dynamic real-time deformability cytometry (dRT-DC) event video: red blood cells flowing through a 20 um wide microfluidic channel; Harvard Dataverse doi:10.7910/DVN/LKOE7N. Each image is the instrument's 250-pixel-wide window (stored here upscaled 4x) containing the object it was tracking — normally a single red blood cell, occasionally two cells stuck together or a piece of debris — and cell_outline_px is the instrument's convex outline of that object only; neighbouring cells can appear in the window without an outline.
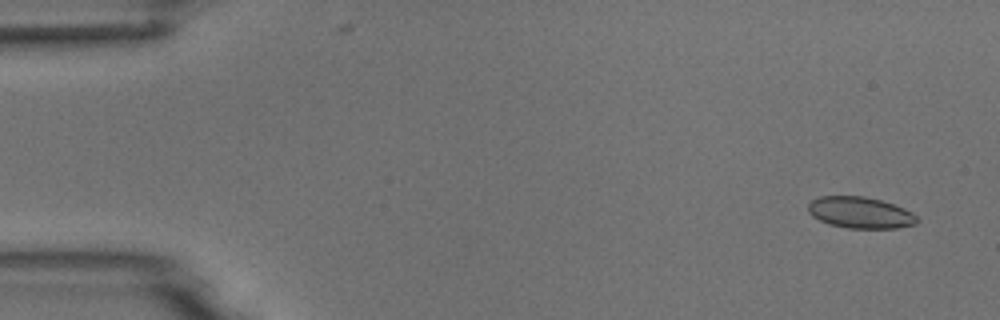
{"species": "common noctule bat (a hibernating species)", "species_latin": "Nyctalus noctula", "temperature_condition": "room temperature", "stored_images_in_passage": 5, "camera_frame_rate_fps": 3000, "um_per_image_px": 0.085, "animal": {"sex": "male", "body_mass_g": 18.8}, "frame": {"image": 1, "passage_image": 1, "time_ms": 0.0, "image_size_px": [1000, 320], "cell_outline_px": [[920, 220], [916, 224], [896, 228], [848, 228], [828, 224], [812, 216], [808, 212], [808, 204], [812, 200], [820, 196], [864, 196], [880, 200], [904, 208], [912, 212]], "centroid_in_image_um": [73.12, 18.07], "position_along_channel_um": 11.9, "area_um2": 19.94}}
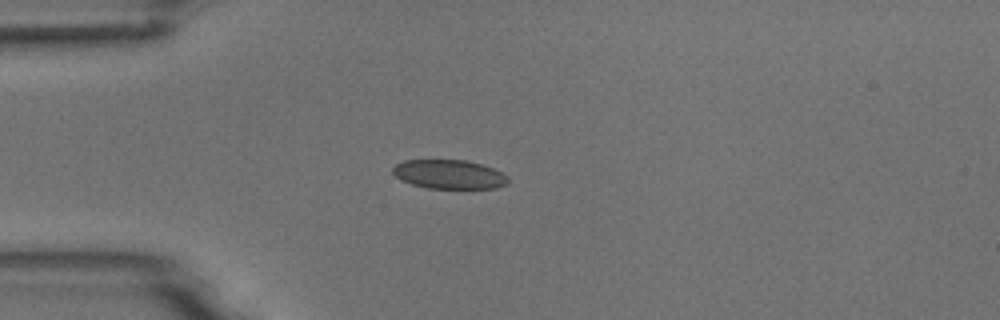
{"frame": {"image": 2, "passage_image": 4, "time_ms": 3.667, "image_size_px": [1000, 320], "cell_outline_px": [[508, 184], [496, 188], [428, 188], [412, 184], [400, 180], [392, 172], [392, 168], [396, 164], [404, 160], [464, 160], [484, 164], [508, 176]], "centroid_in_image_um": [38.18, 14.81], "position_along_channel_um": 46.8, "area_um2": 19.54}}